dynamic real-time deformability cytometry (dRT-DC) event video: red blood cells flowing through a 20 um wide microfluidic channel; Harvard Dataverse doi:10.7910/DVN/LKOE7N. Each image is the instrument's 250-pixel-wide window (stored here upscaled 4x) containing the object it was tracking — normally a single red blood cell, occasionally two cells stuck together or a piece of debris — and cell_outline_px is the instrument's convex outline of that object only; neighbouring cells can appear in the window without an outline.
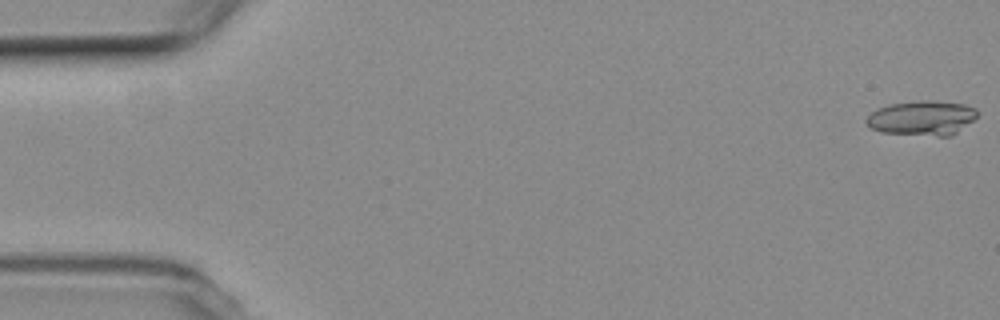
{"species": "common noctule bat (a hibernating species)", "species_latin": "Nyctalus noctula", "temperature_condition": "room temperature", "stored_images_in_passage": 4, "camera_frame_rate_fps": 3000, "um_per_image_px": 0.085, "animal": {"sex": "female", "body_mass_g": 19.3, "forearm_length_mm": 54.1}, "frame": {"image": 1, "passage_image": 1, "time_ms": 0.0, "image_size_px": [1000, 320], "cell_outline_px": [[976, 116], [972, 120], [952, 136], [936, 136], [880, 132], [872, 128], [864, 120], [872, 112], [880, 108], [892, 104], [964, 104], [976, 108]], "centroid_in_image_um": [78.35, 10.11], "position_along_channel_um": 6.6, "area_um2": 20.98}}